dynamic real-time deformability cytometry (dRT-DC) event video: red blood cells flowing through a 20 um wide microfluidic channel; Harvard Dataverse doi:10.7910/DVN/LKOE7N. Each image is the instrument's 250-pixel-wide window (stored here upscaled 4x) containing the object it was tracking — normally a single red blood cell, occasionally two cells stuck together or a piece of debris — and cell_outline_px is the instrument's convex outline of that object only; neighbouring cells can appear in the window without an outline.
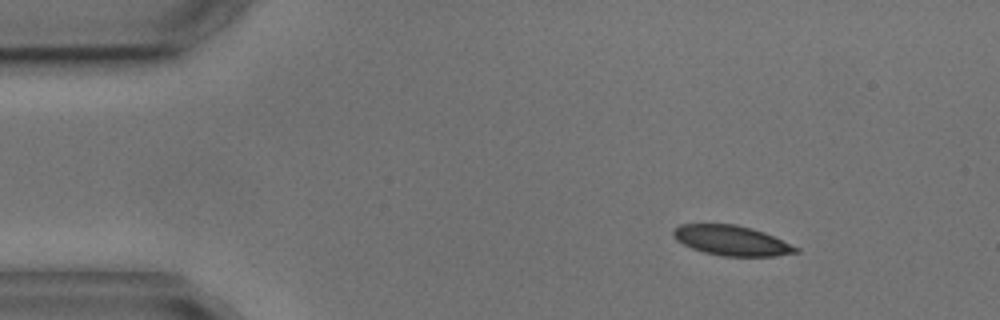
{"species": "common noctule bat (a hibernating species)", "species_latin": "Nyctalus noctula", "temperature_condition": "cold", "stored_images_in_passage": 3, "camera_frame_rate_fps": 3000, "um_per_image_px": 0.085, "animal": {"sex": "male", "body_mass_g": 17.9, "forearm_length_mm": 54.2}, "frame": {"image": 1, "passage_image": 1, "time_ms": 0.0, "image_size_px": [1000, 320], "cell_outline_px": [[800, 252], [776, 256], [724, 256], [704, 252], [692, 248], [676, 240], [672, 236], [672, 228], [680, 224], [736, 224], [752, 228], [764, 232], [800, 248]], "centroid_in_image_um": [62.17, 20.44], "position_along_channel_um": 22.8, "area_um2": 21.5}}